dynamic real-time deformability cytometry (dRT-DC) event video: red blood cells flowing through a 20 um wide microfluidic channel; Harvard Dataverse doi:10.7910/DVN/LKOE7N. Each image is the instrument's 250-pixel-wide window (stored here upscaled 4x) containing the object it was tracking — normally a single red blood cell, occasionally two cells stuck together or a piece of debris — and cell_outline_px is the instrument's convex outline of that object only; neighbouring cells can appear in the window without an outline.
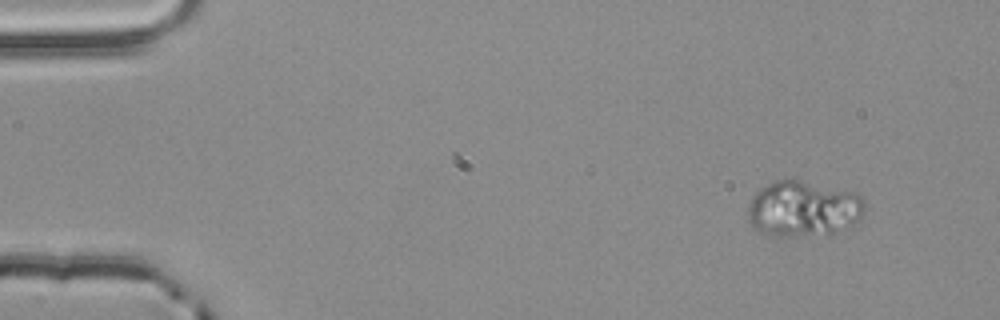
{"species": "common noctule bat (a hibernating species)", "species_latin": "Nyctalus noctula", "temperature_condition": "room temperature", "stored_images_in_passage": 4, "camera_frame_rate_fps": 3000, "um_per_image_px": 0.085, "animal": {"sex": "male", "body_mass_g": 20.4}, "frame": {"image": 1, "passage_image": 2, "time_ms": 0.333, "image_size_px": [1000, 320], "cell_outline_px": [[864, 212], [860, 220], [852, 224], [832, 232], [796, 236], [776, 236], [760, 232], [748, 220], [748, 208], [752, 196], [760, 188], [776, 180], [800, 180], [856, 192], [860, 196], [864, 204]], "centroid_in_image_um": [68.26, 17.73], "position_along_channel_um": 16.7, "area_um2": 37.57}}
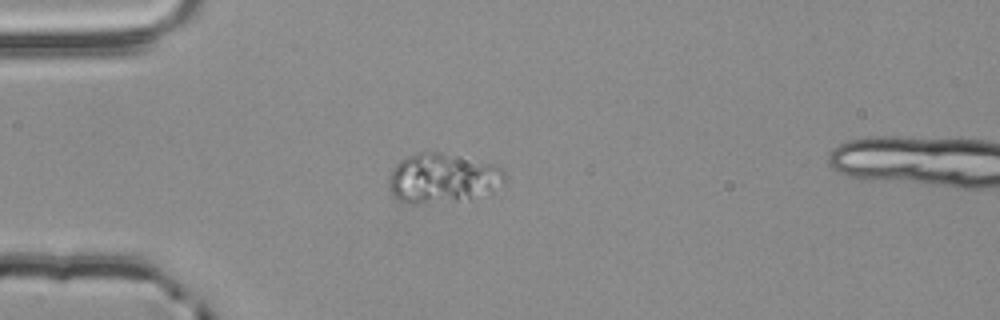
{"frame": {"image": 2, "passage_image": 4, "time_ms": 1.0, "image_size_px": [1000, 320], "cell_outline_px": [[504, 184], [492, 192], [456, 200], [416, 204], [412, 204], [400, 200], [392, 196], [388, 188], [388, 176], [392, 168], [400, 160], [408, 156], [420, 152], [440, 152], [488, 164], [500, 168], [504, 172]], "centroid_in_image_um": [37.54, 15.15], "position_along_channel_um": 47.5, "area_um2": 33.06}}